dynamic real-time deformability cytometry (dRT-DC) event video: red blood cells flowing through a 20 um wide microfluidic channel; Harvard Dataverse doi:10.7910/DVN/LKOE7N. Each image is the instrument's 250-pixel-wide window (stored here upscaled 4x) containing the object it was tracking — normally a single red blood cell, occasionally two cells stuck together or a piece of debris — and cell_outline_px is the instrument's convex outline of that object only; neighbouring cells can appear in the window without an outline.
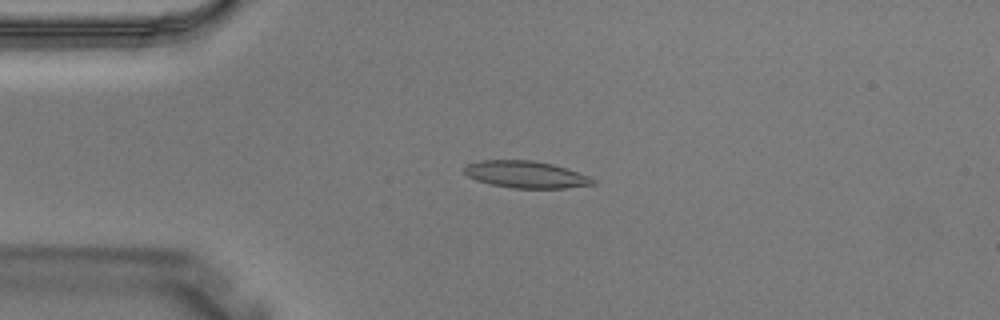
{"species": "Egyptian fruit bat (a non-hibernating species)", "species_latin": "Rousettus aegyptiacus", "temperature_condition": "warm", "stored_images_in_passage": 3, "camera_frame_rate_fps": 3000, "um_per_image_px": 0.085, "animal": {"sex": "male"}, "frame": {"image": 1, "passage_image": 2, "time_ms": 0.333, "image_size_px": [1000, 320], "cell_outline_px": [[596, 184], [564, 188], [512, 188], [492, 184], [476, 180], [468, 176], [464, 172], [464, 168], [468, 164], [480, 160], [532, 160], [552, 164], [568, 168], [588, 176], [596, 180]], "centroid_in_image_um": [44.72, 14.83], "position_along_channel_um": 40.3, "area_um2": 20.17}}